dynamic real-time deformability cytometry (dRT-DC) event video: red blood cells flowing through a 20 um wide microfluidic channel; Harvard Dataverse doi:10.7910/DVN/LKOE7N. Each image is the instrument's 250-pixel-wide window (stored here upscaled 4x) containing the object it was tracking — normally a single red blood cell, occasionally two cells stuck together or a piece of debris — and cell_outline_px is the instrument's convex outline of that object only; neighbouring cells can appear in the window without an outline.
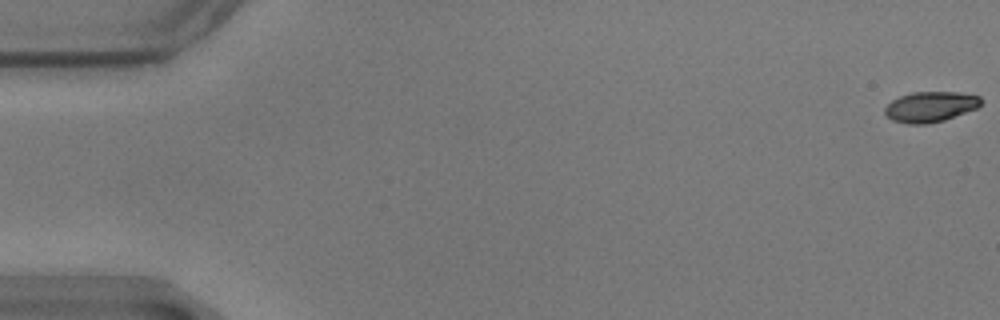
{"species": "common noctule bat (a hibernating species)", "species_latin": "Nyctalus noctula", "temperature_condition": "warm", "stored_images_in_passage": 8, "camera_frame_rate_fps": 3000, "um_per_image_px": 0.085, "animal": {"sex": "male", "body_mass_g": 17.9}, "frame": {"image": 1, "passage_image": 1, "time_ms": 0.0, "image_size_px": [1000, 320], "cell_outline_px": [[980, 104], [976, 108], [944, 120], [928, 124], [908, 124], [892, 120], [884, 112], [884, 108], [892, 100], [900, 96], [912, 92], [956, 92], [980, 96]], "centroid_in_image_um": [79.05, 9.07], "position_along_channel_um": 6.0, "area_um2": 16.88}}